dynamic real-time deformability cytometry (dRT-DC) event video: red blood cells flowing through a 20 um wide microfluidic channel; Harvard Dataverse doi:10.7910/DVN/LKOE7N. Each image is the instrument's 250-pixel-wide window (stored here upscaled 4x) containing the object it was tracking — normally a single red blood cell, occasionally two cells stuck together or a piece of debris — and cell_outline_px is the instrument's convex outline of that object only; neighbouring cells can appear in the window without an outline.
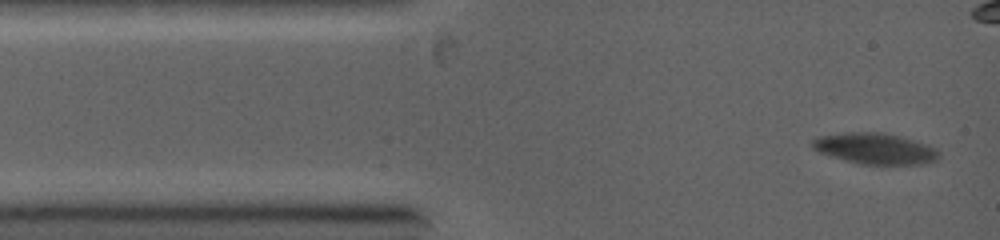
{"species": "common noctule bat (a hibernating species)", "species_latin": "Nyctalus noctula", "temperature_condition": "warm", "stored_images_in_passage": 3, "camera_frame_rate_fps": 5000, "um_per_image_px": 0.085, "animal": {"sex": "female", "body_mass_g": 19.0, "forearm_length_mm": 53.3}, "frame": {"image": 1, "passage_image": 1, "time_ms": 0.0, "image_size_px": [1000, 240], "cell_outline_px": [[940, 156], [936, 160], [928, 164], [860, 164], [828, 156], [816, 152], [812, 148], [812, 140], [820, 136], [844, 132], [884, 132], [900, 136], [928, 144], [936, 148], [940, 152]], "centroid_in_image_um": [74.39, 12.63], "position_along_channel_um": 10.6, "area_um2": 23.24}}